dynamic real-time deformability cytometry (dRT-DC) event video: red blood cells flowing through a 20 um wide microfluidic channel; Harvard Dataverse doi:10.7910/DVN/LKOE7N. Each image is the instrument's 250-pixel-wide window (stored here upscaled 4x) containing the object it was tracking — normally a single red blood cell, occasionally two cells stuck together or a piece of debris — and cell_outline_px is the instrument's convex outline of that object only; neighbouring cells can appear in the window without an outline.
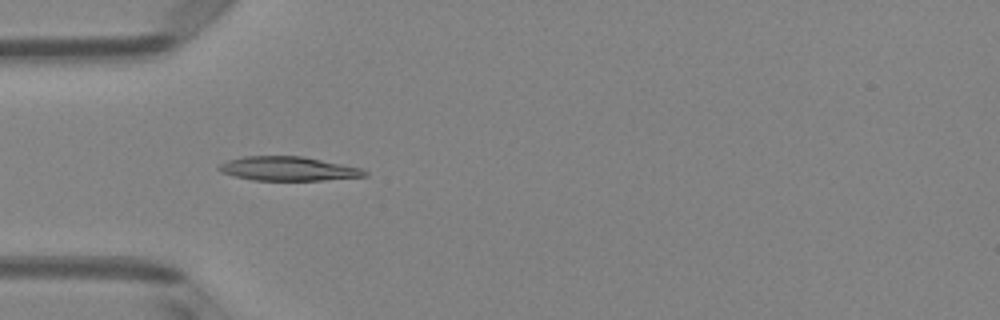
{"species": "Egyptian fruit bat (a non-hibernating species)", "species_latin": "Rousettus aegyptiacus", "temperature_condition": "room temperature", "stored_images_in_passage": 48, "camera_frame_rate_fps": 3000, "um_per_image_px": 0.085, "animal": {"sex": "female"}, "frame": {"image": 1, "passage_image": 13, "time_ms": 4.0, "image_size_px": [1000, 320], "cell_outline_px": [[368, 176], [324, 180], [252, 180], [220, 172], [216, 168], [220, 164], [228, 160], [244, 156], [304, 156], [360, 168], [368, 172]], "centroid_in_image_um": [24.49, 14.34], "position_along_channel_um": 60.5, "area_um2": 20.4}}
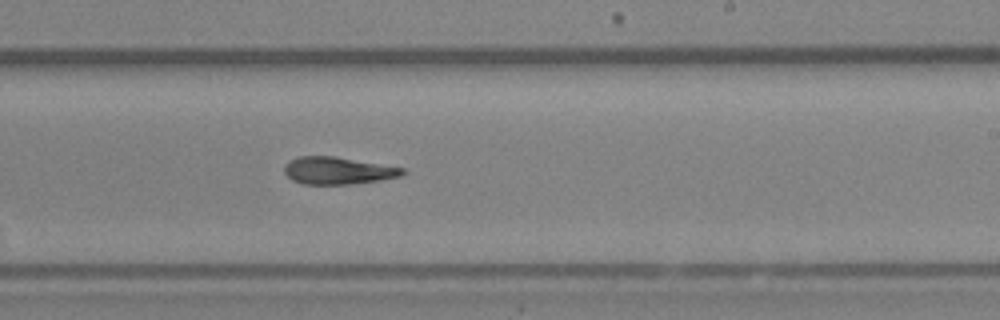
{"frame": {"image": 2, "passage_image": 28, "time_ms": 9.0, "image_size_px": [1000, 320], "cell_outline_px": [[408, 172], [400, 176], [380, 180], [352, 184], [304, 184], [292, 180], [284, 172], [284, 164], [288, 160], [300, 156], [332, 156], [404, 168]], "centroid_in_image_um": [28.69, 14.5], "position_along_channel_um": 260.3, "area_um2": 18.73}}
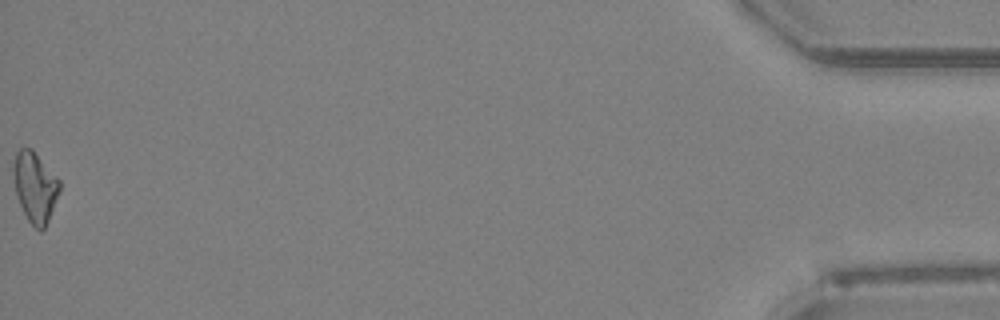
{"frame": {"image": 3, "passage_image": 48, "time_ms": 15.667, "image_size_px": [1000, 320], "cell_outline_px": [[60, 192], [48, 220], [44, 228], [40, 232], [28, 220], [16, 196], [12, 172], [12, 164], [16, 152], [20, 148], [32, 148], [60, 180]], "centroid_in_image_um": [2.96, 15.87], "position_along_channel_um": 432.2, "area_um2": 19.02}, "authors_computed_cell_mechanics": {"area_um2": 19.3341, "velocity_mm_per_s": 4.0557, "shape_relaxation_time_tau1_ms": null, "shape_relaxation_time_tau2_ms": 3.7342, "deformation_change_tau1": null, "deformation_change_tau2": 0.1146}}